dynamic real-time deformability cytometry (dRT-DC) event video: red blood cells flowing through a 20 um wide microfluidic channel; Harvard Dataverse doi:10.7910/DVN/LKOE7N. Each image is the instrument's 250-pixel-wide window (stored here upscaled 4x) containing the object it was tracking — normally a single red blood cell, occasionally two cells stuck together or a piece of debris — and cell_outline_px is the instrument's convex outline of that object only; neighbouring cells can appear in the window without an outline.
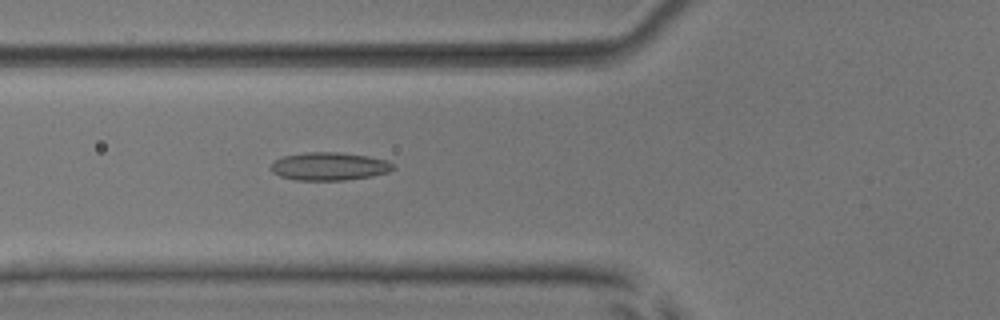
{"species": "common noctule bat (a hibernating species)", "species_latin": "Nyctalus noctula", "temperature_condition": "room temperature", "stored_images_in_passage": 55, "camera_frame_rate_fps": 3000, "um_per_image_px": 0.085, "animal": {"sex": "male", "body_mass_g": 17.9, "forearm_length_mm": 54.2}, "frame": {"image": 1, "passage_image": 21, "time_ms": 6.667, "image_size_px": [1000, 320], "cell_outline_px": [[396, 168], [388, 172], [372, 176], [344, 180], [296, 180], [280, 176], [272, 172], [272, 164], [276, 160], [284, 156], [304, 152], [340, 152], [368, 156], [388, 160]], "centroid_in_image_um": [28.02, 14.13], "position_along_channel_um": 97.8, "area_um2": 19.94}}
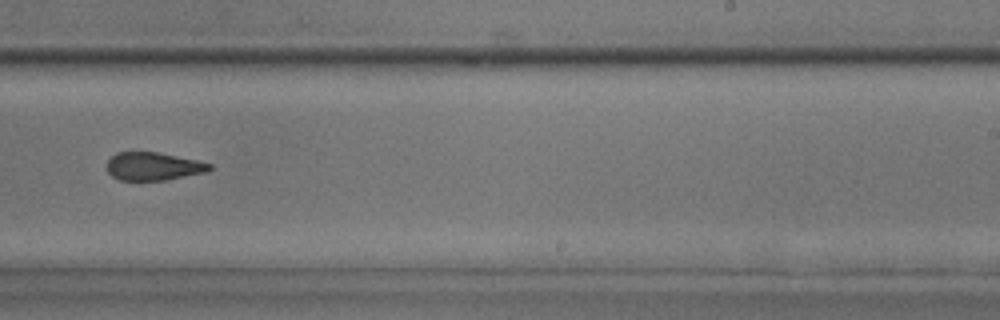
{"frame": {"image": 2, "passage_image": 35, "time_ms": 11.333, "image_size_px": [1000, 320], "cell_outline_px": [[212, 168], [208, 172], [164, 180], [120, 180], [112, 176], [108, 172], [108, 160], [116, 152], [160, 152], [196, 160], [212, 164]], "centroid_in_image_um": [13.05, 14.13], "position_along_channel_um": 275.9, "area_um2": 16.76}}
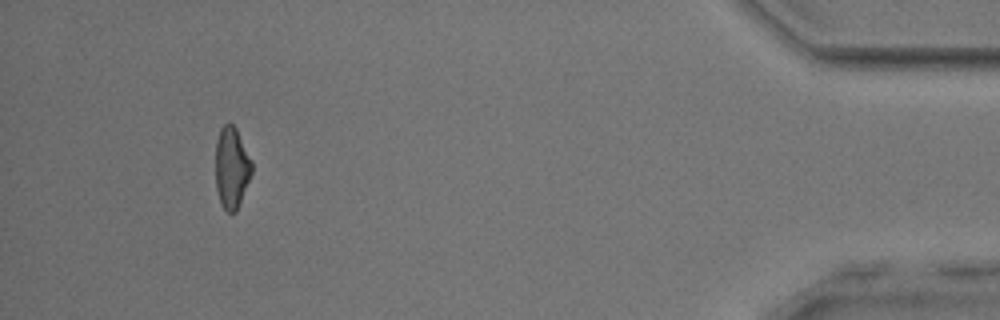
{"frame": {"image": 3, "passage_image": 51, "time_ms": 16.667, "image_size_px": [1000, 320], "cell_outline_px": [[252, 172], [236, 212], [228, 212], [220, 204], [216, 188], [216, 140], [220, 128], [224, 124], [232, 124], [236, 128], [252, 160]], "centroid_in_image_um": [19.68, 14.24], "position_along_channel_um": 415.5, "area_um2": 17.17}, "authors_computed_cell_mechanics": {"area_um2": 18.6116, "velocity_mm_per_s": 3.8316, "shape_relaxation_time_tau1_ms": null, "shape_relaxation_time_tau2_ms": 1.9299, "deformation_change_tau1": null, "deformation_change_tau2": 0.0983}}